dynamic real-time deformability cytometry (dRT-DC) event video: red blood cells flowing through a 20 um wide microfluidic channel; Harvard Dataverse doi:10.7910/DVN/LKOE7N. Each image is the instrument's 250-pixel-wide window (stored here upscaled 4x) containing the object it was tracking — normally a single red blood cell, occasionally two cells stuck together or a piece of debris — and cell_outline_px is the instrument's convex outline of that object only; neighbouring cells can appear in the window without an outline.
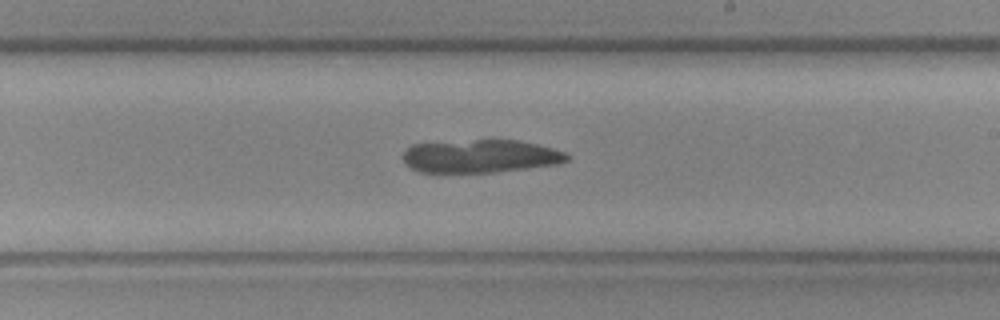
{"species": "common noctule bat (a hibernating species)", "species_latin": "Nyctalus noctula", "temperature_condition": "cold", "stored_images_in_passage": 42, "camera_frame_rate_fps": 3000, "um_per_image_px": 0.085, "animal": {"sex": "female", "body_mass_g": 19.3, "forearm_length_mm": 54.1}, "frame": {"image": 1, "passage_image": 23, "time_ms": 7.333, "image_size_px": [1000, 320], "cell_outline_px": [[568, 160], [556, 164], [528, 168], [496, 172], [420, 172], [404, 164], [400, 156], [412, 144], [476, 140], [516, 140], [536, 144], [552, 148], [564, 152], [568, 156]], "centroid_in_image_um": [40.79, 13.28], "position_along_channel_um": 248.2, "area_um2": 31.44}}
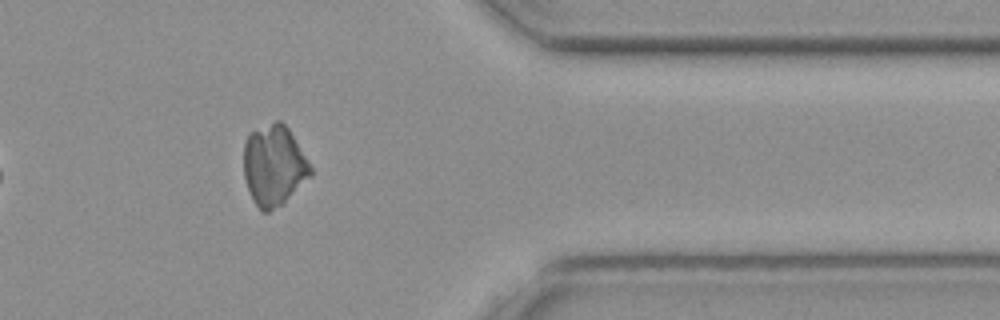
{"frame": {"image": 2, "passage_image": 36, "time_ms": 11.667, "image_size_px": [1000, 320], "cell_outline_px": [[312, 176], [284, 204], [268, 212], [264, 212], [252, 200], [244, 176], [244, 144], [248, 136], [252, 132], [276, 120], [280, 120], [288, 128], [308, 160], [312, 168]], "centroid_in_image_um": [23.31, 14.1], "position_along_channel_um": 388.1, "area_um2": 31.39}}